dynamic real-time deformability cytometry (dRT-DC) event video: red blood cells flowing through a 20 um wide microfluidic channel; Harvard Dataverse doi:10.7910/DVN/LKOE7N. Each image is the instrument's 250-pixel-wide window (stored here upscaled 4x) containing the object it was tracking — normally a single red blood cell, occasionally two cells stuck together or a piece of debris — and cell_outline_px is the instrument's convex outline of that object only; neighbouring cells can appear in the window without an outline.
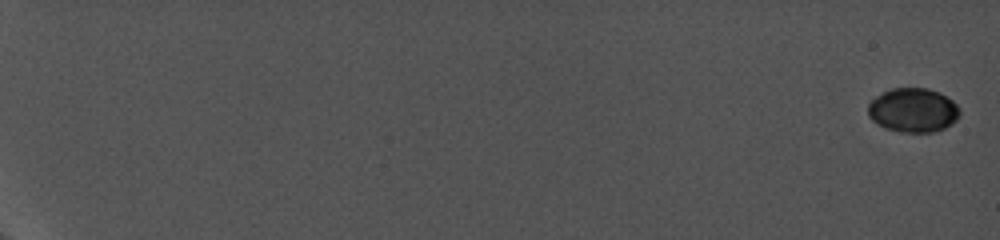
{"species": "common noctule bat (a hibernating species)", "species_latin": "Nyctalus noctula", "temperature_condition": "cold", "stored_images_in_passage": 23, "camera_frame_rate_fps": 5000, "um_per_image_px": 0.085, "animal": {"sex": "female", "body_mass_g": 19.0, "forearm_length_mm": 56.7}, "frame": {"image": 1, "passage_image": 1, "time_ms": 0.0, "image_size_px": [1000, 240], "cell_outline_px": [[960, 112], [956, 120], [944, 128], [932, 132], [900, 132], [884, 128], [872, 120], [868, 116], [868, 104], [876, 96], [892, 88], [928, 88], [940, 92], [952, 100], [956, 104]], "centroid_in_image_um": [77.6, 9.36], "position_along_channel_um": 7.4, "area_um2": 23.58}}
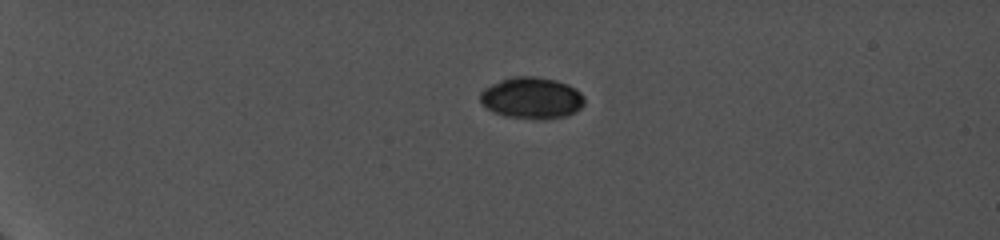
{"frame": {"image": 2, "passage_image": 14, "time_ms": 5.6, "image_size_px": [1000, 240], "cell_outline_px": [[584, 104], [576, 112], [568, 116], [544, 120], [540, 120], [504, 116], [488, 108], [480, 100], [480, 92], [484, 88], [500, 80], [512, 76], [536, 76], [556, 80], [568, 84], [576, 88], [584, 96]], "centroid_in_image_um": [45.24, 8.33], "position_along_channel_um": 39.8, "area_um2": 25.49}}
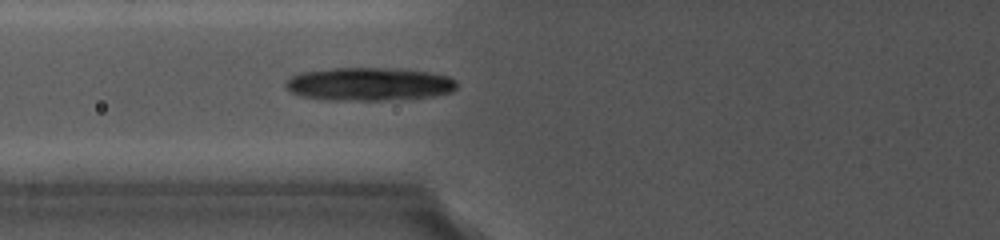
{"frame": {"image": 3, "passage_image": 23, "time_ms": 9.4, "image_size_px": [1000, 240], "cell_outline_px": [[456, 88], [452, 92], [432, 96], [392, 100], [324, 100], [300, 96], [292, 92], [284, 84], [284, 80], [300, 72], [332, 68], [388, 68], [428, 72], [448, 76], [456, 80]], "centroid_in_image_um": [31.34, 7.15], "position_along_channel_um": 94.5, "area_um2": 33.23}}